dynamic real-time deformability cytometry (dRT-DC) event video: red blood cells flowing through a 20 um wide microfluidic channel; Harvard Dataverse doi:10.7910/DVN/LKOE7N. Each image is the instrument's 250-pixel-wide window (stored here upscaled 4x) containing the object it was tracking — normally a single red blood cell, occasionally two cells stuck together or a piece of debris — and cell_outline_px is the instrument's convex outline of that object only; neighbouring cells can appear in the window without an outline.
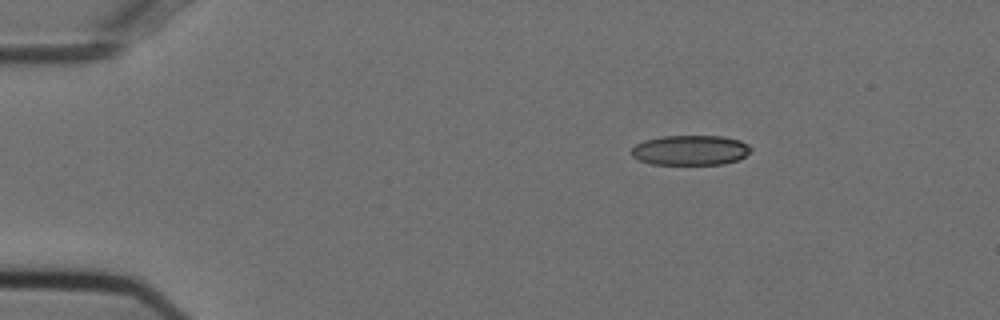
{"species": "Egyptian fruit bat (a non-hibernating species)", "species_latin": "Rousettus aegyptiacus", "temperature_condition": "cold", "stored_images_in_passage": 46, "camera_frame_rate_fps": 3000, "um_per_image_px": 0.085, "animal": {"sex": "female"}, "frame": {"image": 1, "passage_image": 1, "time_ms": 0.0, "image_size_px": [1000, 320], "cell_outline_px": [[752, 148], [744, 156], [736, 160], [724, 164], [652, 164], [640, 160], [632, 156], [632, 148], [636, 144], [644, 140], [664, 136], [720, 136], [740, 140], [748, 144]], "centroid_in_image_um": [58.68, 12.76], "position_along_channel_um": 26.3, "area_um2": 20.69}}
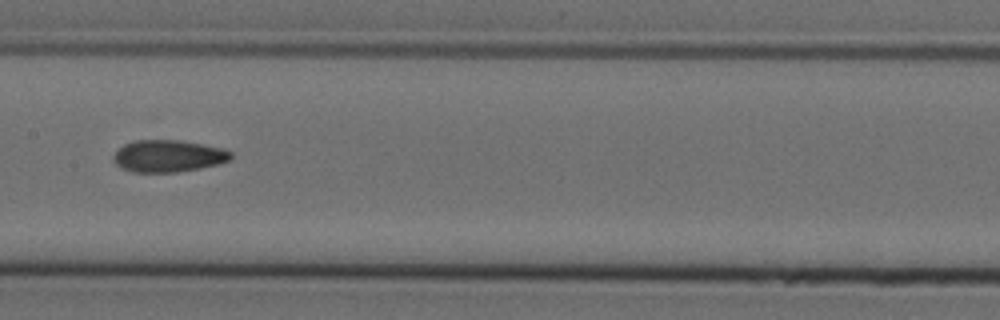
{"frame": {"image": 2, "passage_image": 20, "time_ms": 6.333, "image_size_px": [1000, 320], "cell_outline_px": [[232, 156], [228, 160], [216, 164], [176, 172], [132, 172], [120, 168], [112, 160], [112, 156], [124, 144], [136, 140], [180, 140], [224, 148], [232, 152]], "centroid_in_image_um": [14.26, 13.25], "position_along_channel_um": 193.1, "area_um2": 21.79}}
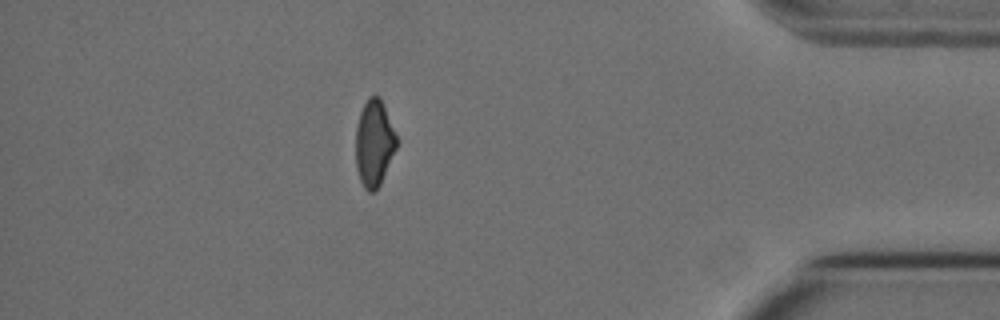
{"frame": {"image": 3, "passage_image": 40, "time_ms": 13.0, "image_size_px": [1000, 320], "cell_outline_px": [[400, 140], [380, 184], [372, 192], [368, 192], [364, 188], [360, 180], [356, 168], [356, 128], [360, 112], [368, 96], [380, 96]], "centroid_in_image_um": [31.82, 12.14], "position_along_channel_um": 403.4, "area_um2": 20.81}, "authors_computed_cell_mechanics": {"area_um2": 21.8195, "velocity_mm_per_s": 3.7461, "shape_relaxation_time_tau1_ms": null, "shape_relaxation_time_tau2_ms": 2.7438, "deformation_change_tau1": null, "deformation_change_tau2": 0.0916}}